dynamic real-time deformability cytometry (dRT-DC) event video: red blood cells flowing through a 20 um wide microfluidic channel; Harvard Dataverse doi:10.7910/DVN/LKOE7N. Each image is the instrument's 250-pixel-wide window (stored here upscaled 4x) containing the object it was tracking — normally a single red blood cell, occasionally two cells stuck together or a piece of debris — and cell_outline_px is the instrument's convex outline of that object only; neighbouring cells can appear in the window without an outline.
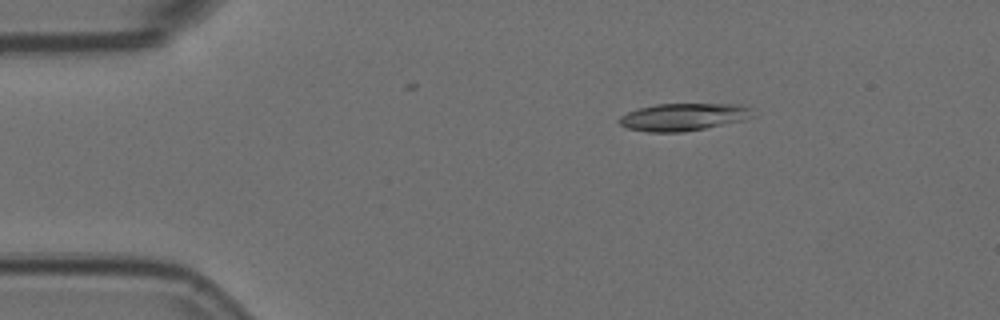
{"species": "Egyptian fruit bat (a non-hibernating species)", "species_latin": "Rousettus aegyptiacus", "temperature_condition": "room temperature", "stored_images_in_passage": 3, "camera_frame_rate_fps": 3000, "um_per_image_px": 0.085, "animal": {"sex": "female"}, "frame": {"image": 1, "passage_image": 1, "time_ms": 0.0, "image_size_px": [1000, 320], "cell_outline_px": [[756, 116], [744, 120], [684, 132], [648, 132], [628, 128], [620, 124], [616, 120], [620, 116], [628, 112], [640, 108], [656, 104], [732, 104], [752, 108]], "centroid_in_image_um": [58.1, 9.94], "position_along_channel_um": 26.9, "area_um2": 21.33}}
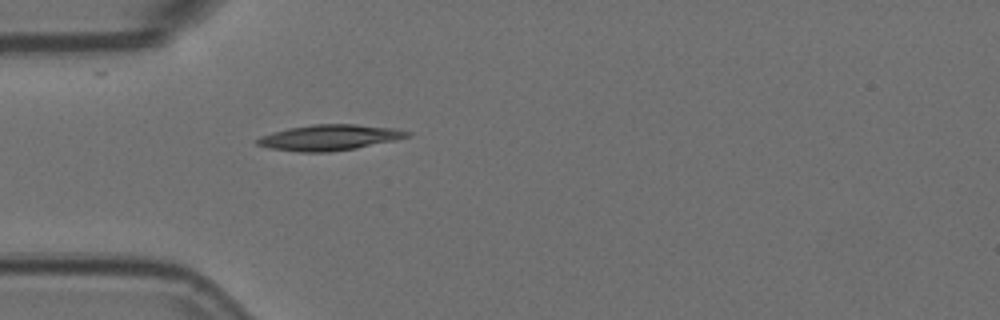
{"frame": {"image": 2, "passage_image": 3, "time_ms": 0.667, "image_size_px": [1000, 320], "cell_outline_px": [[412, 132], [408, 136], [396, 140], [356, 148], [328, 152], [300, 152], [268, 148], [256, 144], [256, 140], [260, 136], [272, 132], [288, 128], [312, 124], [356, 124], [396, 128]], "centroid_in_image_um": [27.99, 11.68], "position_along_channel_um": 57.0, "area_um2": 22.54}}